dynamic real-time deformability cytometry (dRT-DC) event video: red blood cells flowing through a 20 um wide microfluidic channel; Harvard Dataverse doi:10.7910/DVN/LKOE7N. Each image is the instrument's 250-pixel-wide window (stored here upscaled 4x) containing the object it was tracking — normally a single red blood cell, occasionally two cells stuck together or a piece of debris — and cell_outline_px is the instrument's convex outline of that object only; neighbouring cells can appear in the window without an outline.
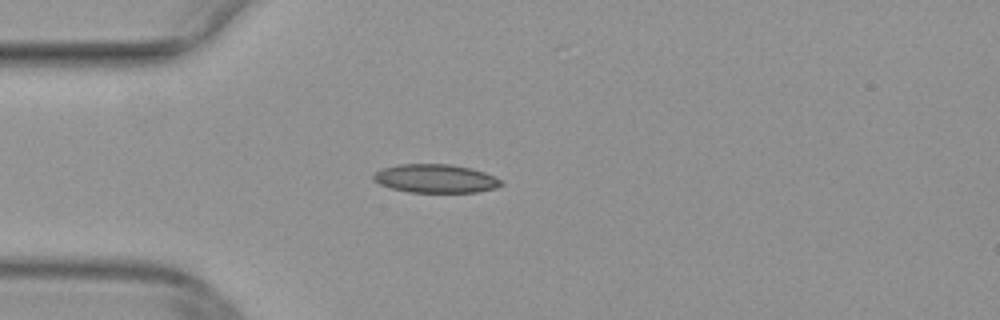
{"species": "common noctule bat (a hibernating species)", "species_latin": "Nyctalus noctula", "temperature_condition": "warm", "stored_images_in_passage": 37, "camera_frame_rate_fps": 3000, "um_per_image_px": 0.085, "animal": {"sex": "female", "body_mass_g": 29.2, "forearm_length_mm": 56.3}, "frame": {"image": 1, "passage_image": 1, "time_ms": 0.0, "image_size_px": [1000, 320], "cell_outline_px": [[504, 184], [496, 188], [476, 192], [408, 192], [392, 188], [380, 184], [372, 180], [372, 176], [380, 168], [400, 164], [452, 164], [472, 168], [484, 172], [504, 180]], "centroid_in_image_um": [37.04, 15.17], "position_along_channel_um": 48.0, "area_um2": 21.44}}
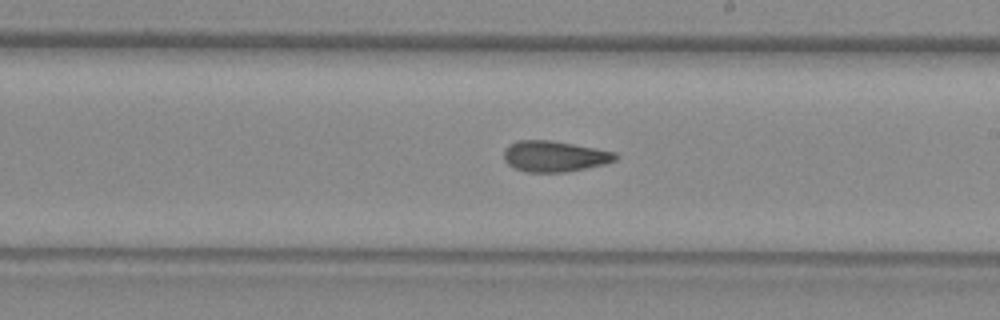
{"frame": {"image": 2, "passage_image": 16, "time_ms": 5.0, "image_size_px": [1000, 320], "cell_outline_px": [[620, 156], [616, 160], [604, 164], [564, 172], [524, 172], [508, 164], [504, 160], [504, 152], [508, 144], [516, 140], [552, 140], [596, 148], [616, 152]], "centroid_in_image_um": [47.13, 13.27], "position_along_channel_um": 241.9, "area_um2": 20.17}}
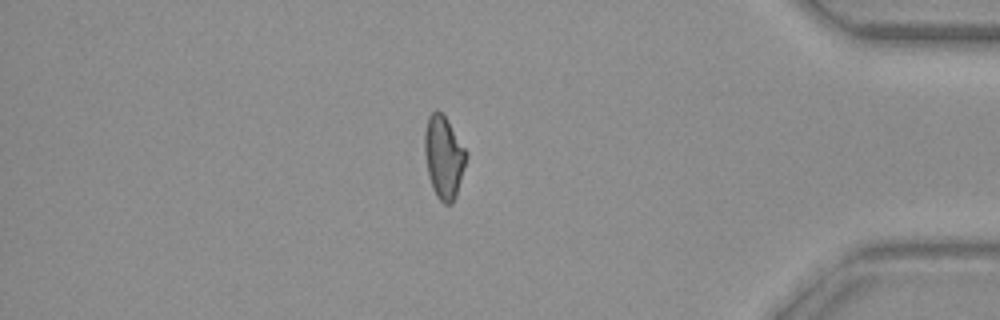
{"frame": {"image": 3, "passage_image": 30, "time_ms": 9.667, "image_size_px": [1000, 320], "cell_outline_px": [[468, 156], [456, 196], [452, 204], [444, 204], [436, 196], [432, 188], [428, 172], [424, 152], [424, 132], [428, 116], [436, 108], [448, 120], [468, 152]], "centroid_in_image_um": [37.73, 13.34], "position_along_channel_um": 397.5, "area_um2": 20.23}}